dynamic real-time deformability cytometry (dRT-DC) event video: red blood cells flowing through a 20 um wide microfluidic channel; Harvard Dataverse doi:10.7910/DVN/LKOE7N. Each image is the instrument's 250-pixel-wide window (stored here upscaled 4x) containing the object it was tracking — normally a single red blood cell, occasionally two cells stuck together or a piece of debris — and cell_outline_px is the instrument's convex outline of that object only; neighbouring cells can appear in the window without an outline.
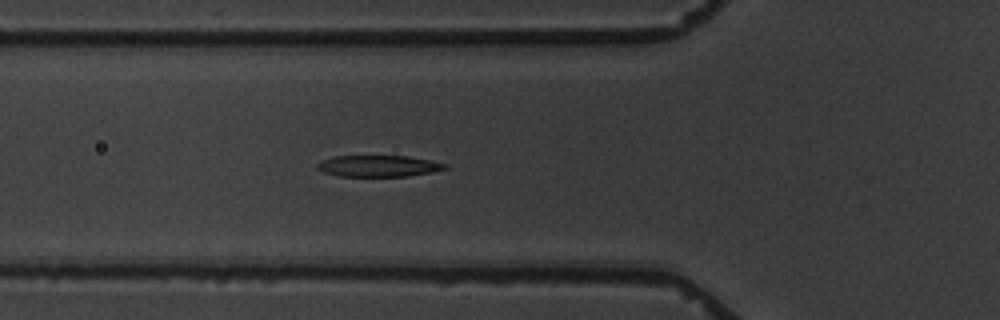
{"species": "common noctule bat (a hibernating species)", "species_latin": "Nyctalus noctula", "temperature_condition": "warm", "stored_images_in_passage": 5, "camera_frame_rate_fps": 3000, "um_per_image_px": 0.085, "animal": {"sex": "male", "body_mass_g": 19.5, "forearm_length_mm": 54.6}, "frame": {"image": 1, "passage_image": 5, "time_ms": 4.333, "image_size_px": [1000, 320], "cell_outline_px": [[448, 168], [432, 172], [408, 176], [340, 176], [324, 172], [316, 168], [316, 164], [320, 160], [332, 156], [408, 156], [448, 164]], "centroid_in_image_um": [32.14, 14.1], "position_along_channel_um": 93.7, "area_um2": 15.95}}